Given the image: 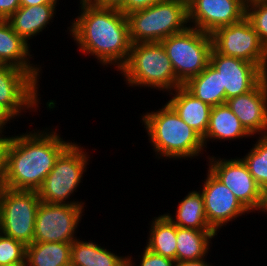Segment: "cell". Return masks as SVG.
<instances>
[{"label": "cell", "mask_w": 267, "mask_h": 266, "mask_svg": "<svg viewBox=\"0 0 267 266\" xmlns=\"http://www.w3.org/2000/svg\"><path fill=\"white\" fill-rule=\"evenodd\" d=\"M81 15L73 22L70 35L85 54L98 58L104 65L126 63L131 49L129 22L117 8L98 6L91 1H80Z\"/></svg>", "instance_id": "obj_1"}, {"label": "cell", "mask_w": 267, "mask_h": 266, "mask_svg": "<svg viewBox=\"0 0 267 266\" xmlns=\"http://www.w3.org/2000/svg\"><path fill=\"white\" fill-rule=\"evenodd\" d=\"M70 143L63 141L56 131L11 136L5 149L4 187L37 191Z\"/></svg>", "instance_id": "obj_2"}, {"label": "cell", "mask_w": 267, "mask_h": 266, "mask_svg": "<svg viewBox=\"0 0 267 266\" xmlns=\"http://www.w3.org/2000/svg\"><path fill=\"white\" fill-rule=\"evenodd\" d=\"M159 110L146 113L141 118L156 154L175 160L198 156L205 148L203 137L187 125L168 103Z\"/></svg>", "instance_id": "obj_3"}, {"label": "cell", "mask_w": 267, "mask_h": 266, "mask_svg": "<svg viewBox=\"0 0 267 266\" xmlns=\"http://www.w3.org/2000/svg\"><path fill=\"white\" fill-rule=\"evenodd\" d=\"M119 70L129 86H147L170 92L183 86L176 78L171 61L160 42L132 44L128 59Z\"/></svg>", "instance_id": "obj_4"}, {"label": "cell", "mask_w": 267, "mask_h": 266, "mask_svg": "<svg viewBox=\"0 0 267 266\" xmlns=\"http://www.w3.org/2000/svg\"><path fill=\"white\" fill-rule=\"evenodd\" d=\"M130 41L135 43L161 42L187 28V2L162 0L127 15Z\"/></svg>", "instance_id": "obj_5"}, {"label": "cell", "mask_w": 267, "mask_h": 266, "mask_svg": "<svg viewBox=\"0 0 267 266\" xmlns=\"http://www.w3.org/2000/svg\"><path fill=\"white\" fill-rule=\"evenodd\" d=\"M171 61L176 78L184 85L210 63L213 48L211 34L188 26L160 42Z\"/></svg>", "instance_id": "obj_6"}, {"label": "cell", "mask_w": 267, "mask_h": 266, "mask_svg": "<svg viewBox=\"0 0 267 266\" xmlns=\"http://www.w3.org/2000/svg\"><path fill=\"white\" fill-rule=\"evenodd\" d=\"M78 144L70 143L57 157L55 165L37 190L42 202L48 204H84L66 200L79 186L88 164L87 152ZM85 169V170H84ZM67 202V203H66Z\"/></svg>", "instance_id": "obj_7"}, {"label": "cell", "mask_w": 267, "mask_h": 266, "mask_svg": "<svg viewBox=\"0 0 267 266\" xmlns=\"http://www.w3.org/2000/svg\"><path fill=\"white\" fill-rule=\"evenodd\" d=\"M40 202L38 191L4 187L0 197V232L25 246L33 243Z\"/></svg>", "instance_id": "obj_8"}, {"label": "cell", "mask_w": 267, "mask_h": 266, "mask_svg": "<svg viewBox=\"0 0 267 266\" xmlns=\"http://www.w3.org/2000/svg\"><path fill=\"white\" fill-rule=\"evenodd\" d=\"M211 37L218 53L254 63L267 75V49L246 17L238 23L218 28Z\"/></svg>", "instance_id": "obj_9"}, {"label": "cell", "mask_w": 267, "mask_h": 266, "mask_svg": "<svg viewBox=\"0 0 267 266\" xmlns=\"http://www.w3.org/2000/svg\"><path fill=\"white\" fill-rule=\"evenodd\" d=\"M210 157L209 171L235 195L249 211H264L265 193L249 173L247 165L240 158L214 159Z\"/></svg>", "instance_id": "obj_10"}, {"label": "cell", "mask_w": 267, "mask_h": 266, "mask_svg": "<svg viewBox=\"0 0 267 266\" xmlns=\"http://www.w3.org/2000/svg\"><path fill=\"white\" fill-rule=\"evenodd\" d=\"M83 204L40 202L36 214L33 242H73L81 221Z\"/></svg>", "instance_id": "obj_11"}, {"label": "cell", "mask_w": 267, "mask_h": 266, "mask_svg": "<svg viewBox=\"0 0 267 266\" xmlns=\"http://www.w3.org/2000/svg\"><path fill=\"white\" fill-rule=\"evenodd\" d=\"M187 10L188 23L208 34L246 17V5L242 0H189Z\"/></svg>", "instance_id": "obj_12"}, {"label": "cell", "mask_w": 267, "mask_h": 266, "mask_svg": "<svg viewBox=\"0 0 267 266\" xmlns=\"http://www.w3.org/2000/svg\"><path fill=\"white\" fill-rule=\"evenodd\" d=\"M37 89L38 82L28 72L8 64L0 67V104L14 117L39 107Z\"/></svg>", "instance_id": "obj_13"}, {"label": "cell", "mask_w": 267, "mask_h": 266, "mask_svg": "<svg viewBox=\"0 0 267 266\" xmlns=\"http://www.w3.org/2000/svg\"><path fill=\"white\" fill-rule=\"evenodd\" d=\"M210 64L220 72L221 90L226 100L251 91L266 74L254 63L225 56L212 48Z\"/></svg>", "instance_id": "obj_14"}, {"label": "cell", "mask_w": 267, "mask_h": 266, "mask_svg": "<svg viewBox=\"0 0 267 266\" xmlns=\"http://www.w3.org/2000/svg\"><path fill=\"white\" fill-rule=\"evenodd\" d=\"M203 184L205 215L210 227L218 229L249 211L236 199L235 195L221 183L209 170Z\"/></svg>", "instance_id": "obj_15"}, {"label": "cell", "mask_w": 267, "mask_h": 266, "mask_svg": "<svg viewBox=\"0 0 267 266\" xmlns=\"http://www.w3.org/2000/svg\"><path fill=\"white\" fill-rule=\"evenodd\" d=\"M226 104L252 136L267 135V75L251 91L226 100Z\"/></svg>", "instance_id": "obj_16"}, {"label": "cell", "mask_w": 267, "mask_h": 266, "mask_svg": "<svg viewBox=\"0 0 267 266\" xmlns=\"http://www.w3.org/2000/svg\"><path fill=\"white\" fill-rule=\"evenodd\" d=\"M29 44L18 36L7 20L0 19V59L4 64L12 65L28 72L37 82L39 69L30 64Z\"/></svg>", "instance_id": "obj_17"}, {"label": "cell", "mask_w": 267, "mask_h": 266, "mask_svg": "<svg viewBox=\"0 0 267 266\" xmlns=\"http://www.w3.org/2000/svg\"><path fill=\"white\" fill-rule=\"evenodd\" d=\"M175 94L167 103L179 117L202 137L205 136L212 106L197 99L184 86L177 87Z\"/></svg>", "instance_id": "obj_18"}, {"label": "cell", "mask_w": 267, "mask_h": 266, "mask_svg": "<svg viewBox=\"0 0 267 266\" xmlns=\"http://www.w3.org/2000/svg\"><path fill=\"white\" fill-rule=\"evenodd\" d=\"M57 4L20 6L8 19L13 31L28 43L42 32L54 17ZM55 11V12H54Z\"/></svg>", "instance_id": "obj_19"}, {"label": "cell", "mask_w": 267, "mask_h": 266, "mask_svg": "<svg viewBox=\"0 0 267 266\" xmlns=\"http://www.w3.org/2000/svg\"><path fill=\"white\" fill-rule=\"evenodd\" d=\"M245 136L249 137L251 134L244 128L226 103L212 107L208 128L203 137L205 147L209 139L225 141Z\"/></svg>", "instance_id": "obj_20"}, {"label": "cell", "mask_w": 267, "mask_h": 266, "mask_svg": "<svg viewBox=\"0 0 267 266\" xmlns=\"http://www.w3.org/2000/svg\"><path fill=\"white\" fill-rule=\"evenodd\" d=\"M214 230H197L176 226V262L203 259L209 251Z\"/></svg>", "instance_id": "obj_21"}, {"label": "cell", "mask_w": 267, "mask_h": 266, "mask_svg": "<svg viewBox=\"0 0 267 266\" xmlns=\"http://www.w3.org/2000/svg\"><path fill=\"white\" fill-rule=\"evenodd\" d=\"M71 266H127V257H120L92 241L75 239L71 244Z\"/></svg>", "instance_id": "obj_22"}, {"label": "cell", "mask_w": 267, "mask_h": 266, "mask_svg": "<svg viewBox=\"0 0 267 266\" xmlns=\"http://www.w3.org/2000/svg\"><path fill=\"white\" fill-rule=\"evenodd\" d=\"M183 86L197 99L212 107L226 103V92L221 90L220 72L210 63L199 75L190 78Z\"/></svg>", "instance_id": "obj_23"}, {"label": "cell", "mask_w": 267, "mask_h": 266, "mask_svg": "<svg viewBox=\"0 0 267 266\" xmlns=\"http://www.w3.org/2000/svg\"><path fill=\"white\" fill-rule=\"evenodd\" d=\"M72 242H33L26 246V266H71Z\"/></svg>", "instance_id": "obj_24"}, {"label": "cell", "mask_w": 267, "mask_h": 266, "mask_svg": "<svg viewBox=\"0 0 267 266\" xmlns=\"http://www.w3.org/2000/svg\"><path fill=\"white\" fill-rule=\"evenodd\" d=\"M165 215L176 226L181 228L213 230L208 224L204 209V199L200 191H191L184 197L178 205L175 217L169 213Z\"/></svg>", "instance_id": "obj_25"}, {"label": "cell", "mask_w": 267, "mask_h": 266, "mask_svg": "<svg viewBox=\"0 0 267 266\" xmlns=\"http://www.w3.org/2000/svg\"><path fill=\"white\" fill-rule=\"evenodd\" d=\"M154 218L146 248L176 261V225L165 214Z\"/></svg>", "instance_id": "obj_26"}, {"label": "cell", "mask_w": 267, "mask_h": 266, "mask_svg": "<svg viewBox=\"0 0 267 266\" xmlns=\"http://www.w3.org/2000/svg\"><path fill=\"white\" fill-rule=\"evenodd\" d=\"M249 173L253 176L258 186L267 192V135L260 136L254 147L244 158Z\"/></svg>", "instance_id": "obj_27"}, {"label": "cell", "mask_w": 267, "mask_h": 266, "mask_svg": "<svg viewBox=\"0 0 267 266\" xmlns=\"http://www.w3.org/2000/svg\"><path fill=\"white\" fill-rule=\"evenodd\" d=\"M26 246L0 232V265L26 263Z\"/></svg>", "instance_id": "obj_28"}, {"label": "cell", "mask_w": 267, "mask_h": 266, "mask_svg": "<svg viewBox=\"0 0 267 266\" xmlns=\"http://www.w3.org/2000/svg\"><path fill=\"white\" fill-rule=\"evenodd\" d=\"M246 18L251 22L261 43L267 49V1L247 5Z\"/></svg>", "instance_id": "obj_29"}, {"label": "cell", "mask_w": 267, "mask_h": 266, "mask_svg": "<svg viewBox=\"0 0 267 266\" xmlns=\"http://www.w3.org/2000/svg\"><path fill=\"white\" fill-rule=\"evenodd\" d=\"M142 258L140 259L139 266H176L177 262L163 257L161 255L155 254L145 247ZM130 256H127V266H134Z\"/></svg>", "instance_id": "obj_30"}, {"label": "cell", "mask_w": 267, "mask_h": 266, "mask_svg": "<svg viewBox=\"0 0 267 266\" xmlns=\"http://www.w3.org/2000/svg\"><path fill=\"white\" fill-rule=\"evenodd\" d=\"M162 0H125L119 10L126 16L132 12L146 9Z\"/></svg>", "instance_id": "obj_31"}, {"label": "cell", "mask_w": 267, "mask_h": 266, "mask_svg": "<svg viewBox=\"0 0 267 266\" xmlns=\"http://www.w3.org/2000/svg\"><path fill=\"white\" fill-rule=\"evenodd\" d=\"M19 7V0H0V19L7 20Z\"/></svg>", "instance_id": "obj_32"}, {"label": "cell", "mask_w": 267, "mask_h": 266, "mask_svg": "<svg viewBox=\"0 0 267 266\" xmlns=\"http://www.w3.org/2000/svg\"><path fill=\"white\" fill-rule=\"evenodd\" d=\"M2 132H0V180H2L4 175V169H5V149L7 146V142L10 137H1Z\"/></svg>", "instance_id": "obj_33"}, {"label": "cell", "mask_w": 267, "mask_h": 266, "mask_svg": "<svg viewBox=\"0 0 267 266\" xmlns=\"http://www.w3.org/2000/svg\"><path fill=\"white\" fill-rule=\"evenodd\" d=\"M92 3L102 6L119 9L125 2V0H91Z\"/></svg>", "instance_id": "obj_34"}, {"label": "cell", "mask_w": 267, "mask_h": 266, "mask_svg": "<svg viewBox=\"0 0 267 266\" xmlns=\"http://www.w3.org/2000/svg\"><path fill=\"white\" fill-rule=\"evenodd\" d=\"M11 119H14V116L0 104V132H3L4 126Z\"/></svg>", "instance_id": "obj_35"}, {"label": "cell", "mask_w": 267, "mask_h": 266, "mask_svg": "<svg viewBox=\"0 0 267 266\" xmlns=\"http://www.w3.org/2000/svg\"><path fill=\"white\" fill-rule=\"evenodd\" d=\"M58 0H19L20 6H33L41 4H57Z\"/></svg>", "instance_id": "obj_36"}, {"label": "cell", "mask_w": 267, "mask_h": 266, "mask_svg": "<svg viewBox=\"0 0 267 266\" xmlns=\"http://www.w3.org/2000/svg\"><path fill=\"white\" fill-rule=\"evenodd\" d=\"M176 266H211L205 261V258L195 261H182L176 264Z\"/></svg>", "instance_id": "obj_37"}, {"label": "cell", "mask_w": 267, "mask_h": 266, "mask_svg": "<svg viewBox=\"0 0 267 266\" xmlns=\"http://www.w3.org/2000/svg\"><path fill=\"white\" fill-rule=\"evenodd\" d=\"M242 1L247 6V5L254 3V2L267 1V0H242Z\"/></svg>", "instance_id": "obj_38"}, {"label": "cell", "mask_w": 267, "mask_h": 266, "mask_svg": "<svg viewBox=\"0 0 267 266\" xmlns=\"http://www.w3.org/2000/svg\"><path fill=\"white\" fill-rule=\"evenodd\" d=\"M0 266H26V263H16V264H8V265H0Z\"/></svg>", "instance_id": "obj_39"}, {"label": "cell", "mask_w": 267, "mask_h": 266, "mask_svg": "<svg viewBox=\"0 0 267 266\" xmlns=\"http://www.w3.org/2000/svg\"><path fill=\"white\" fill-rule=\"evenodd\" d=\"M264 212H267V192L265 193Z\"/></svg>", "instance_id": "obj_40"}, {"label": "cell", "mask_w": 267, "mask_h": 266, "mask_svg": "<svg viewBox=\"0 0 267 266\" xmlns=\"http://www.w3.org/2000/svg\"><path fill=\"white\" fill-rule=\"evenodd\" d=\"M3 189H4V185H3L2 180H0V197H1V194H2V190Z\"/></svg>", "instance_id": "obj_41"}, {"label": "cell", "mask_w": 267, "mask_h": 266, "mask_svg": "<svg viewBox=\"0 0 267 266\" xmlns=\"http://www.w3.org/2000/svg\"><path fill=\"white\" fill-rule=\"evenodd\" d=\"M3 65H5V64L0 59V67L3 66Z\"/></svg>", "instance_id": "obj_42"}]
</instances>
